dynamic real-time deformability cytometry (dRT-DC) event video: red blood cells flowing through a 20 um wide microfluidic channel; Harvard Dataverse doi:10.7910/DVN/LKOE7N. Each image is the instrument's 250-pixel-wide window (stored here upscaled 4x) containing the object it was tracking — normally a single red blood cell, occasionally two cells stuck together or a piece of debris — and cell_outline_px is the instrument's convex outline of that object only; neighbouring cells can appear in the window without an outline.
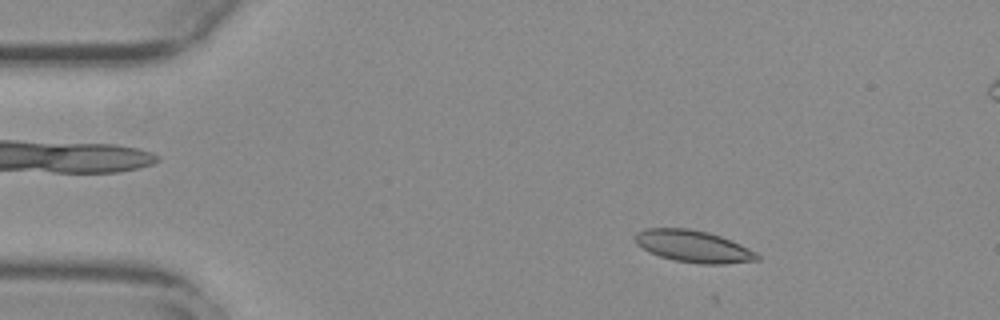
{"species": "common noctule bat (a hibernating species)", "species_latin": "Nyctalus noctula", "temperature_condition": "warm", "stored_images_in_passage": 14, "camera_frame_rate_fps": 3000, "um_per_image_px": 0.085, "animal": {"sex": "female", "body_mass_g": 29.2, "forearm_length_mm": 56.3}, "frame": {"image": 1, "passage_image": 8, "time_ms": 2.333, "image_size_px": [1000, 320], "cell_outline_px": [[760, 260], [724, 264], [700, 264], [676, 260], [660, 256], [648, 252], [636, 244], [636, 232], [644, 228], [688, 228], [708, 232], [732, 240], [756, 252], [760, 256]], "centroid_in_image_um": [58.95, 20.94], "position_along_channel_um": 26.1, "area_um2": 22.77}}